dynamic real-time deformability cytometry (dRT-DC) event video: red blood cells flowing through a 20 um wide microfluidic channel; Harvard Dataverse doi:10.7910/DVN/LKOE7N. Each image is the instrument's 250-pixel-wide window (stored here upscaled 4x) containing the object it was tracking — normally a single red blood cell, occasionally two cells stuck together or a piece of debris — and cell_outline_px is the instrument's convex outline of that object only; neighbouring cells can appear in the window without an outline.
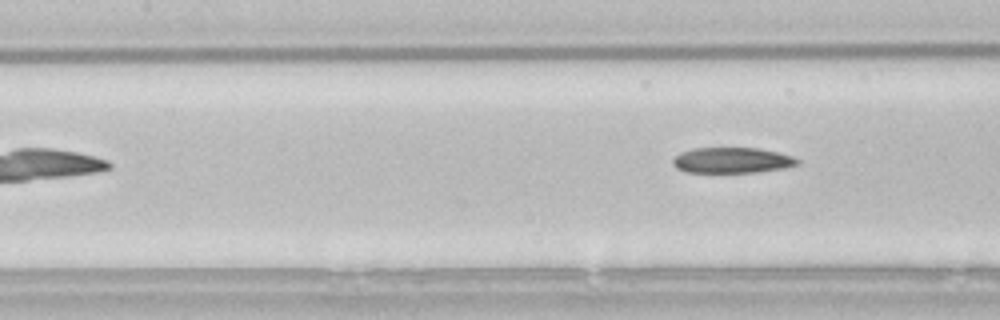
{"species": "common noctule bat (a hibernating species)", "species_latin": "Nyctalus noctula", "temperature_condition": "room temperature", "stored_images_in_passage": 5, "camera_frame_rate_fps": 3000, "um_per_image_px": 0.085, "animal": {"sex": "male", "body_mass_g": 21.5, "forearm_length_mm": 52.0}, "frame": {"image": 1, "passage_image": 5, "time_ms": 1.333, "image_size_px": [1000, 320], "cell_outline_px": [[800, 160], [796, 164], [784, 168], [756, 172], [684, 172], [676, 168], [672, 164], [672, 160], [680, 152], [692, 148], [760, 148], [792, 156]], "centroid_in_image_um": [62.17, 13.62], "position_along_channel_um": 145.2, "area_um2": 18.55}}